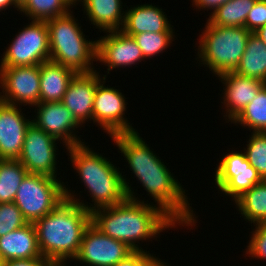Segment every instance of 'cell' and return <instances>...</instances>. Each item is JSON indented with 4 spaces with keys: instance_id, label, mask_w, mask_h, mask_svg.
<instances>
[{
    "instance_id": "d6986e66",
    "label": "cell",
    "mask_w": 266,
    "mask_h": 266,
    "mask_svg": "<svg viewBox=\"0 0 266 266\" xmlns=\"http://www.w3.org/2000/svg\"><path fill=\"white\" fill-rule=\"evenodd\" d=\"M125 14L122 30L126 35L138 33H174V27L160 7L152 4H141L130 7Z\"/></svg>"
},
{
    "instance_id": "d6a6232c",
    "label": "cell",
    "mask_w": 266,
    "mask_h": 266,
    "mask_svg": "<svg viewBox=\"0 0 266 266\" xmlns=\"http://www.w3.org/2000/svg\"><path fill=\"white\" fill-rule=\"evenodd\" d=\"M114 266H169L168 263L156 258L146 250H133Z\"/></svg>"
},
{
    "instance_id": "83f0119b",
    "label": "cell",
    "mask_w": 266,
    "mask_h": 266,
    "mask_svg": "<svg viewBox=\"0 0 266 266\" xmlns=\"http://www.w3.org/2000/svg\"><path fill=\"white\" fill-rule=\"evenodd\" d=\"M27 173L18 160H0V203L14 201Z\"/></svg>"
},
{
    "instance_id": "8fae6325",
    "label": "cell",
    "mask_w": 266,
    "mask_h": 266,
    "mask_svg": "<svg viewBox=\"0 0 266 266\" xmlns=\"http://www.w3.org/2000/svg\"><path fill=\"white\" fill-rule=\"evenodd\" d=\"M0 100L21 106L40 103V65L0 67Z\"/></svg>"
},
{
    "instance_id": "44dd1931",
    "label": "cell",
    "mask_w": 266,
    "mask_h": 266,
    "mask_svg": "<svg viewBox=\"0 0 266 266\" xmlns=\"http://www.w3.org/2000/svg\"><path fill=\"white\" fill-rule=\"evenodd\" d=\"M0 254L4 262L15 259L43 257L40 253L37 233L33 223L0 237Z\"/></svg>"
},
{
    "instance_id": "836d02e7",
    "label": "cell",
    "mask_w": 266,
    "mask_h": 266,
    "mask_svg": "<svg viewBox=\"0 0 266 266\" xmlns=\"http://www.w3.org/2000/svg\"><path fill=\"white\" fill-rule=\"evenodd\" d=\"M264 25H266V0H256L246 18L245 28L254 33Z\"/></svg>"
},
{
    "instance_id": "52a82bcc",
    "label": "cell",
    "mask_w": 266,
    "mask_h": 266,
    "mask_svg": "<svg viewBox=\"0 0 266 266\" xmlns=\"http://www.w3.org/2000/svg\"><path fill=\"white\" fill-rule=\"evenodd\" d=\"M61 181L42 174H26L13 202L28 223L48 215L65 199V183Z\"/></svg>"
},
{
    "instance_id": "7a4b0ae2",
    "label": "cell",
    "mask_w": 266,
    "mask_h": 266,
    "mask_svg": "<svg viewBox=\"0 0 266 266\" xmlns=\"http://www.w3.org/2000/svg\"><path fill=\"white\" fill-rule=\"evenodd\" d=\"M87 143H82L74 147L67 148L66 152L70 156V162L76 173H78L81 182L85 185L87 192L92 197V203H84V200H80L71 189L66 188L64 185L65 198L76 202L80 206L84 207L88 212L94 210L111 207L118 205L125 201L127 198L141 201L138 196L136 197L129 180H126V175H122L110 159L104 157L99 152L91 150ZM76 197V198H75ZM83 201V202H82ZM92 206V207H91Z\"/></svg>"
},
{
    "instance_id": "5bb4252c",
    "label": "cell",
    "mask_w": 266,
    "mask_h": 266,
    "mask_svg": "<svg viewBox=\"0 0 266 266\" xmlns=\"http://www.w3.org/2000/svg\"><path fill=\"white\" fill-rule=\"evenodd\" d=\"M34 107L37 116L34 115L32 123L58 143L61 140L66 149L85 143L75 132L81 125L62 102L38 103Z\"/></svg>"
},
{
    "instance_id": "ffe728a7",
    "label": "cell",
    "mask_w": 266,
    "mask_h": 266,
    "mask_svg": "<svg viewBox=\"0 0 266 266\" xmlns=\"http://www.w3.org/2000/svg\"><path fill=\"white\" fill-rule=\"evenodd\" d=\"M79 2L87 20L100 32L122 30L126 14L122 0H75V6Z\"/></svg>"
},
{
    "instance_id": "d4e9b609",
    "label": "cell",
    "mask_w": 266,
    "mask_h": 266,
    "mask_svg": "<svg viewBox=\"0 0 266 266\" xmlns=\"http://www.w3.org/2000/svg\"><path fill=\"white\" fill-rule=\"evenodd\" d=\"M256 0H230L220 6L208 20L216 26L245 27L248 13Z\"/></svg>"
},
{
    "instance_id": "7c38bea8",
    "label": "cell",
    "mask_w": 266,
    "mask_h": 266,
    "mask_svg": "<svg viewBox=\"0 0 266 266\" xmlns=\"http://www.w3.org/2000/svg\"><path fill=\"white\" fill-rule=\"evenodd\" d=\"M51 135L33 123L27 128L18 161L28 173L57 178V142Z\"/></svg>"
},
{
    "instance_id": "8992f818",
    "label": "cell",
    "mask_w": 266,
    "mask_h": 266,
    "mask_svg": "<svg viewBox=\"0 0 266 266\" xmlns=\"http://www.w3.org/2000/svg\"><path fill=\"white\" fill-rule=\"evenodd\" d=\"M202 31L199 39L197 38L200 40L197 63L199 61L198 64L209 68L216 77L234 72L245 52L251 32L245 27L216 26L208 19Z\"/></svg>"
},
{
    "instance_id": "e575fe53",
    "label": "cell",
    "mask_w": 266,
    "mask_h": 266,
    "mask_svg": "<svg viewBox=\"0 0 266 266\" xmlns=\"http://www.w3.org/2000/svg\"><path fill=\"white\" fill-rule=\"evenodd\" d=\"M50 261L45 257L31 259H15L4 262L3 266H48Z\"/></svg>"
},
{
    "instance_id": "74e56055",
    "label": "cell",
    "mask_w": 266,
    "mask_h": 266,
    "mask_svg": "<svg viewBox=\"0 0 266 266\" xmlns=\"http://www.w3.org/2000/svg\"><path fill=\"white\" fill-rule=\"evenodd\" d=\"M266 44V25L254 32Z\"/></svg>"
},
{
    "instance_id": "cb8c5ba5",
    "label": "cell",
    "mask_w": 266,
    "mask_h": 266,
    "mask_svg": "<svg viewBox=\"0 0 266 266\" xmlns=\"http://www.w3.org/2000/svg\"><path fill=\"white\" fill-rule=\"evenodd\" d=\"M234 204L245 221L253 225L266 223V180L244 192Z\"/></svg>"
},
{
    "instance_id": "4dcf8cb0",
    "label": "cell",
    "mask_w": 266,
    "mask_h": 266,
    "mask_svg": "<svg viewBox=\"0 0 266 266\" xmlns=\"http://www.w3.org/2000/svg\"><path fill=\"white\" fill-rule=\"evenodd\" d=\"M28 224L14 202L0 203V237Z\"/></svg>"
},
{
    "instance_id": "3957f363",
    "label": "cell",
    "mask_w": 266,
    "mask_h": 266,
    "mask_svg": "<svg viewBox=\"0 0 266 266\" xmlns=\"http://www.w3.org/2000/svg\"><path fill=\"white\" fill-rule=\"evenodd\" d=\"M91 223L107 236L125 242L132 250H144L139 241L157 239L165 229L178 226L152 202L129 198L118 205L94 210Z\"/></svg>"
},
{
    "instance_id": "f546056e",
    "label": "cell",
    "mask_w": 266,
    "mask_h": 266,
    "mask_svg": "<svg viewBox=\"0 0 266 266\" xmlns=\"http://www.w3.org/2000/svg\"><path fill=\"white\" fill-rule=\"evenodd\" d=\"M251 136V137H250ZM243 152L262 180H266V132H251Z\"/></svg>"
},
{
    "instance_id": "f35d334b",
    "label": "cell",
    "mask_w": 266,
    "mask_h": 266,
    "mask_svg": "<svg viewBox=\"0 0 266 266\" xmlns=\"http://www.w3.org/2000/svg\"><path fill=\"white\" fill-rule=\"evenodd\" d=\"M48 266H68L67 263L50 262Z\"/></svg>"
},
{
    "instance_id": "5b68a950",
    "label": "cell",
    "mask_w": 266,
    "mask_h": 266,
    "mask_svg": "<svg viewBox=\"0 0 266 266\" xmlns=\"http://www.w3.org/2000/svg\"><path fill=\"white\" fill-rule=\"evenodd\" d=\"M45 22L48 28L51 61L76 73L97 71L93 66L96 62L97 41L85 38L73 10Z\"/></svg>"
},
{
    "instance_id": "e0dca14e",
    "label": "cell",
    "mask_w": 266,
    "mask_h": 266,
    "mask_svg": "<svg viewBox=\"0 0 266 266\" xmlns=\"http://www.w3.org/2000/svg\"><path fill=\"white\" fill-rule=\"evenodd\" d=\"M224 84L222 90L223 101L221 103L225 111L224 119L231 122L252 100L257 93L266 85L263 81L251 77L228 72L217 76Z\"/></svg>"
},
{
    "instance_id": "4316f807",
    "label": "cell",
    "mask_w": 266,
    "mask_h": 266,
    "mask_svg": "<svg viewBox=\"0 0 266 266\" xmlns=\"http://www.w3.org/2000/svg\"><path fill=\"white\" fill-rule=\"evenodd\" d=\"M230 123L246 127L250 132H266V85Z\"/></svg>"
},
{
    "instance_id": "603a6c76",
    "label": "cell",
    "mask_w": 266,
    "mask_h": 266,
    "mask_svg": "<svg viewBox=\"0 0 266 266\" xmlns=\"http://www.w3.org/2000/svg\"><path fill=\"white\" fill-rule=\"evenodd\" d=\"M234 72L266 83V44L255 33L248 37L245 52Z\"/></svg>"
},
{
    "instance_id": "277c9868",
    "label": "cell",
    "mask_w": 266,
    "mask_h": 266,
    "mask_svg": "<svg viewBox=\"0 0 266 266\" xmlns=\"http://www.w3.org/2000/svg\"><path fill=\"white\" fill-rule=\"evenodd\" d=\"M90 223L91 213L65 198L48 215L33 223L41 255L50 262H73Z\"/></svg>"
},
{
    "instance_id": "6da1fadb",
    "label": "cell",
    "mask_w": 266,
    "mask_h": 266,
    "mask_svg": "<svg viewBox=\"0 0 266 266\" xmlns=\"http://www.w3.org/2000/svg\"><path fill=\"white\" fill-rule=\"evenodd\" d=\"M124 156L134 177L150 194L155 205L177 225L195 227L197 217L190 206L183 185L169 171L146 141L136 132L120 133L110 137ZM153 150V151H152ZM121 151V152H120Z\"/></svg>"
},
{
    "instance_id": "ab89813d",
    "label": "cell",
    "mask_w": 266,
    "mask_h": 266,
    "mask_svg": "<svg viewBox=\"0 0 266 266\" xmlns=\"http://www.w3.org/2000/svg\"><path fill=\"white\" fill-rule=\"evenodd\" d=\"M15 1L20 7L26 2V0H15Z\"/></svg>"
},
{
    "instance_id": "ba28073f",
    "label": "cell",
    "mask_w": 266,
    "mask_h": 266,
    "mask_svg": "<svg viewBox=\"0 0 266 266\" xmlns=\"http://www.w3.org/2000/svg\"><path fill=\"white\" fill-rule=\"evenodd\" d=\"M5 49L0 67L41 65L49 61L50 49L46 22L31 20L16 33Z\"/></svg>"
},
{
    "instance_id": "1f68e13d",
    "label": "cell",
    "mask_w": 266,
    "mask_h": 266,
    "mask_svg": "<svg viewBox=\"0 0 266 266\" xmlns=\"http://www.w3.org/2000/svg\"><path fill=\"white\" fill-rule=\"evenodd\" d=\"M255 229L251 231V240L246 246L245 255L247 257L257 258L262 261L266 259V223L254 224Z\"/></svg>"
},
{
    "instance_id": "f1b7e54d",
    "label": "cell",
    "mask_w": 266,
    "mask_h": 266,
    "mask_svg": "<svg viewBox=\"0 0 266 266\" xmlns=\"http://www.w3.org/2000/svg\"><path fill=\"white\" fill-rule=\"evenodd\" d=\"M175 33H138L132 36L135 42L138 44L145 59H150L153 56L164 52L171 44Z\"/></svg>"
},
{
    "instance_id": "60d3db41",
    "label": "cell",
    "mask_w": 266,
    "mask_h": 266,
    "mask_svg": "<svg viewBox=\"0 0 266 266\" xmlns=\"http://www.w3.org/2000/svg\"><path fill=\"white\" fill-rule=\"evenodd\" d=\"M3 265H4V260H3L1 254H0V266H3Z\"/></svg>"
},
{
    "instance_id": "484cf974",
    "label": "cell",
    "mask_w": 266,
    "mask_h": 266,
    "mask_svg": "<svg viewBox=\"0 0 266 266\" xmlns=\"http://www.w3.org/2000/svg\"><path fill=\"white\" fill-rule=\"evenodd\" d=\"M75 6V0H26L20 7L29 20L45 21L68 13Z\"/></svg>"
},
{
    "instance_id": "9a60e30c",
    "label": "cell",
    "mask_w": 266,
    "mask_h": 266,
    "mask_svg": "<svg viewBox=\"0 0 266 266\" xmlns=\"http://www.w3.org/2000/svg\"><path fill=\"white\" fill-rule=\"evenodd\" d=\"M105 36L97 39V62L107 66V75L119 67H131L145 60L138 44L132 36L123 31H106ZM108 33V34H107Z\"/></svg>"
},
{
    "instance_id": "d590c367",
    "label": "cell",
    "mask_w": 266,
    "mask_h": 266,
    "mask_svg": "<svg viewBox=\"0 0 266 266\" xmlns=\"http://www.w3.org/2000/svg\"><path fill=\"white\" fill-rule=\"evenodd\" d=\"M230 0H192L193 7H196V9H206L207 11H212L209 13V17L223 4L227 3Z\"/></svg>"
},
{
    "instance_id": "7402d4cb",
    "label": "cell",
    "mask_w": 266,
    "mask_h": 266,
    "mask_svg": "<svg viewBox=\"0 0 266 266\" xmlns=\"http://www.w3.org/2000/svg\"><path fill=\"white\" fill-rule=\"evenodd\" d=\"M77 73L51 60L40 65V103L62 102L71 80Z\"/></svg>"
},
{
    "instance_id": "8d00e7d4",
    "label": "cell",
    "mask_w": 266,
    "mask_h": 266,
    "mask_svg": "<svg viewBox=\"0 0 266 266\" xmlns=\"http://www.w3.org/2000/svg\"><path fill=\"white\" fill-rule=\"evenodd\" d=\"M10 6H13V8H16L15 10L20 11V6L16 3L15 0H0V12L11 8Z\"/></svg>"
},
{
    "instance_id": "30bf717a",
    "label": "cell",
    "mask_w": 266,
    "mask_h": 266,
    "mask_svg": "<svg viewBox=\"0 0 266 266\" xmlns=\"http://www.w3.org/2000/svg\"><path fill=\"white\" fill-rule=\"evenodd\" d=\"M214 173L215 185L224 196L235 201L244 192L262 181L257 170L246 159L245 152L233 151L225 154Z\"/></svg>"
},
{
    "instance_id": "2e32d148",
    "label": "cell",
    "mask_w": 266,
    "mask_h": 266,
    "mask_svg": "<svg viewBox=\"0 0 266 266\" xmlns=\"http://www.w3.org/2000/svg\"><path fill=\"white\" fill-rule=\"evenodd\" d=\"M21 106L0 100V160H18L27 128L32 123Z\"/></svg>"
},
{
    "instance_id": "ac0fdd59",
    "label": "cell",
    "mask_w": 266,
    "mask_h": 266,
    "mask_svg": "<svg viewBox=\"0 0 266 266\" xmlns=\"http://www.w3.org/2000/svg\"><path fill=\"white\" fill-rule=\"evenodd\" d=\"M99 71L77 73L71 80L62 103L82 126L90 120L93 122V102L96 87L104 78Z\"/></svg>"
},
{
    "instance_id": "4fadbf2b",
    "label": "cell",
    "mask_w": 266,
    "mask_h": 266,
    "mask_svg": "<svg viewBox=\"0 0 266 266\" xmlns=\"http://www.w3.org/2000/svg\"><path fill=\"white\" fill-rule=\"evenodd\" d=\"M132 251L125 242L107 236L90 223L74 261L86 266H114Z\"/></svg>"
},
{
    "instance_id": "9c48e42d",
    "label": "cell",
    "mask_w": 266,
    "mask_h": 266,
    "mask_svg": "<svg viewBox=\"0 0 266 266\" xmlns=\"http://www.w3.org/2000/svg\"><path fill=\"white\" fill-rule=\"evenodd\" d=\"M98 83L93 102V123L102 130L108 137L120 133L136 132L125 116L127 98L114 87L104 85L107 76ZM125 116V117H124ZM129 122V123H128Z\"/></svg>"
}]
</instances>
